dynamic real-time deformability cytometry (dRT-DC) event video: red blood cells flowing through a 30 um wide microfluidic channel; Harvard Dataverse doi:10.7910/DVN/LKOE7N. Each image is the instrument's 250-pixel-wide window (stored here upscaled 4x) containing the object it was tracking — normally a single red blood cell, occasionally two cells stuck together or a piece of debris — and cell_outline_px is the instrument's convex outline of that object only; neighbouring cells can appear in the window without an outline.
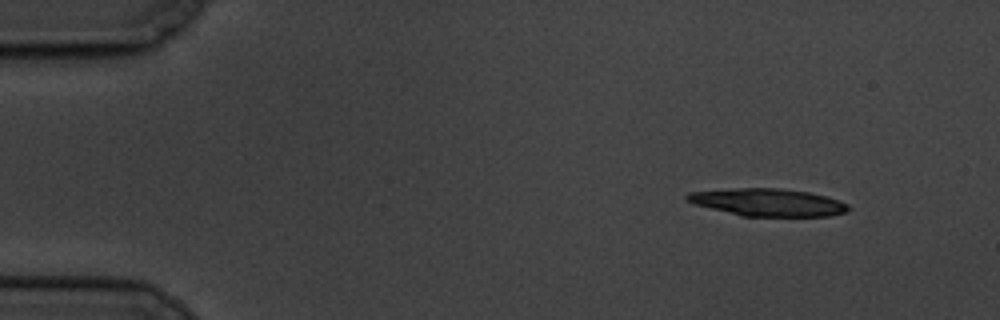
{"species": "common noctule bat (a hibernating species)", "species_latin": "Nyctalus noctula", "temperature_condition": "cold", "stored_images_in_passage": 5, "camera_frame_rate_fps": 3000, "um_per_image_px": 0.085, "animal": {"sex": "male", "body_mass_g": 19.5, "forearm_length_mm": 54.6}, "frame": {"image": 1, "passage_image": 1, "time_ms": 0.0, "image_size_px": [1000, 320], "cell_outline_px": [[852, 208], [844, 212], [828, 216], [744, 216], [696, 204], [684, 200], [684, 196], [688, 192], [736, 188], [780, 188], [808, 192], [840, 200], [848, 204]], "centroid_in_image_um": [65.28, 17.19], "position_along_channel_um": 19.7, "area_um2": 25.66}}
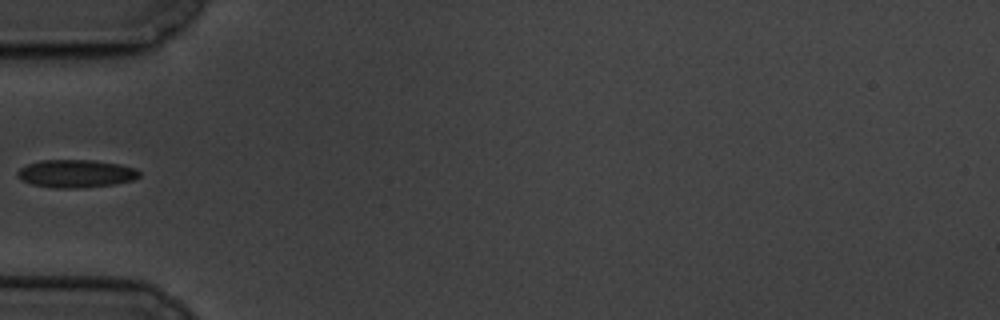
{"frame": {"image": 2, "passage_image": 5, "time_ms": 4.667, "image_size_px": [1000, 320], "cell_outline_px": [[140, 176], [132, 180], [112, 184], [80, 188], [56, 188], [32, 184], [20, 180], [16, 176], [16, 172], [20, 168], [28, 164], [40, 160], [92, 160], [120, 164], [136, 168], [140, 172]], "centroid_in_image_um": [6.43, 14.75], "position_along_channel_um": 78.6, "area_um2": 19.83}}